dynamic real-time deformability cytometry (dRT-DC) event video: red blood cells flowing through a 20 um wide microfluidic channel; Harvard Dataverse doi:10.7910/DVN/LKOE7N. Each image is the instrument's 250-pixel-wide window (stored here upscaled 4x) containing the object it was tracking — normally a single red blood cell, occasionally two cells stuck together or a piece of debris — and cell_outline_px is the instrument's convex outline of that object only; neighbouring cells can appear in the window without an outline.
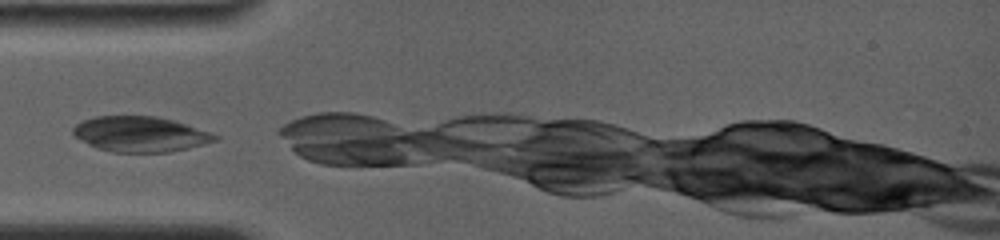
{"species": "common noctule bat (a hibernating species)", "species_latin": "Nyctalus noctula", "temperature_condition": "room temperature", "stored_images_in_passage": 6, "camera_frame_rate_fps": 4000, "um_per_image_px": 0.085, "animal": {"sex": "female", "body_mass_g": 19.0, "forearm_length_mm": 56.7}, "frame": {"image": 1, "passage_image": 1, "time_ms": 0.0, "image_size_px": [1000, 240], "cell_outline_px": [[220, 136], [216, 140], [188, 148], [168, 152], [112, 152], [96, 148], [80, 140], [72, 132], [72, 128], [76, 124], [84, 120], [96, 116], [156, 116], [176, 120]], "centroid_in_image_um": [11.91, 11.4], "position_along_channel_um": 73.1, "area_um2": 29.19}}
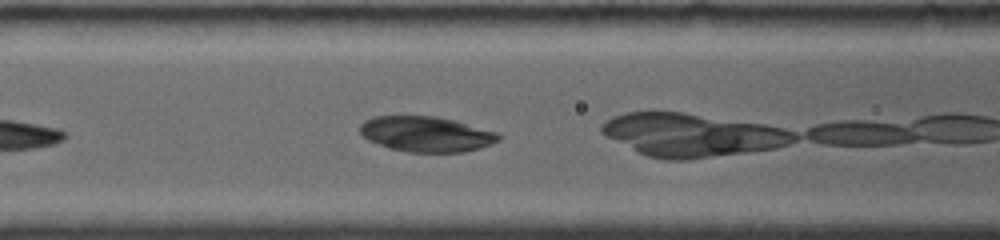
{"frame": {"image": 2, "passage_image": 3, "time_ms": 1.5, "image_size_px": [1000, 240], "cell_outline_px": [[504, 136], [500, 140], [464, 152], [408, 152], [388, 148], [368, 140], [360, 132], [360, 124], [364, 120], [372, 116], [436, 116], [456, 120], [496, 132]], "centroid_in_image_um": [36.21, 11.39], "position_along_channel_um": 130.4, "area_um2": 28.61}}